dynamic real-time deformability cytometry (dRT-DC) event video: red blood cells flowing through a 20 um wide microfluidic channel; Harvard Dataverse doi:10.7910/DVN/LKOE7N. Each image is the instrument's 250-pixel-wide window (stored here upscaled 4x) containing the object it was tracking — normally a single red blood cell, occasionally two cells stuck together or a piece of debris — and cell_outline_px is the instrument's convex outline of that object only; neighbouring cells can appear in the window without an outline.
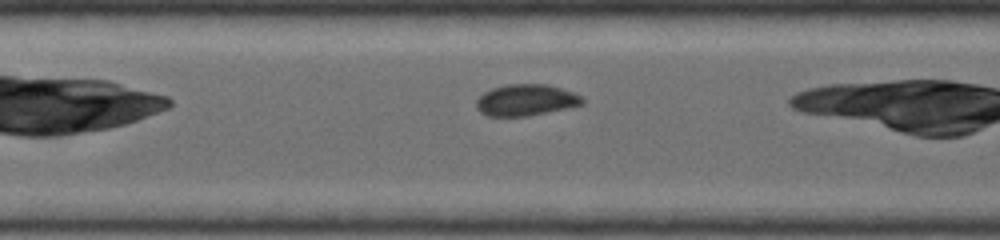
{"species": "common noctule bat (a hibernating species)", "species_latin": "Nyctalus noctula", "temperature_condition": "warm", "stored_images_in_passage": 23, "camera_frame_rate_fps": 5000, "um_per_image_px": 0.085, "animal": {"sex": "female", "body_mass_g": 19.0, "forearm_length_mm": 53.3}, "frame": {"image": 1, "passage_image": 7, "time_ms": 1.2, "image_size_px": [1000, 240], "cell_outline_px": [[584, 104], [568, 108], [528, 116], [488, 116], [480, 112], [476, 108], [476, 100], [484, 92], [492, 88], [508, 84], [548, 84], [584, 96]], "centroid_in_image_um": [44.72, 8.51], "position_along_channel_um": 162.7, "area_um2": 19.54}}
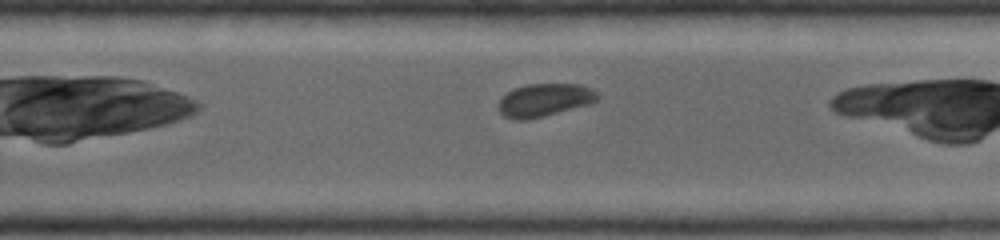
{"frame": {"image": 2, "passage_image": 14, "time_ms": 2.6, "image_size_px": [1000, 240], "cell_outline_px": [[600, 96], [596, 100], [588, 104], [544, 116], [528, 120], [512, 120], [504, 116], [500, 112], [500, 100], [508, 92], [516, 88], [528, 84], [580, 84], [592, 88]], "centroid_in_image_um": [46.29, 8.51], "position_along_channel_um": 283.5, "area_um2": 18.79}}